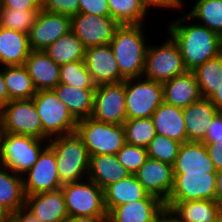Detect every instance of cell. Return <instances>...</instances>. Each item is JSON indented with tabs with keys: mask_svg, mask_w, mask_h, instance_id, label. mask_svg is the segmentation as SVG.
Listing matches in <instances>:
<instances>
[{
	"mask_svg": "<svg viewBox=\"0 0 222 222\" xmlns=\"http://www.w3.org/2000/svg\"><path fill=\"white\" fill-rule=\"evenodd\" d=\"M191 21L186 14L169 22L167 31L178 45L183 63L188 71L222 53V37L206 26ZM187 24V25H186Z\"/></svg>",
	"mask_w": 222,
	"mask_h": 222,
	"instance_id": "1",
	"label": "cell"
},
{
	"mask_svg": "<svg viewBox=\"0 0 222 222\" xmlns=\"http://www.w3.org/2000/svg\"><path fill=\"white\" fill-rule=\"evenodd\" d=\"M143 25H120L109 43L125 79L142 77L148 48Z\"/></svg>",
	"mask_w": 222,
	"mask_h": 222,
	"instance_id": "2",
	"label": "cell"
},
{
	"mask_svg": "<svg viewBox=\"0 0 222 222\" xmlns=\"http://www.w3.org/2000/svg\"><path fill=\"white\" fill-rule=\"evenodd\" d=\"M48 141V146L55 153L62 185L88 178L90 155L76 132L56 136Z\"/></svg>",
	"mask_w": 222,
	"mask_h": 222,
	"instance_id": "3",
	"label": "cell"
},
{
	"mask_svg": "<svg viewBox=\"0 0 222 222\" xmlns=\"http://www.w3.org/2000/svg\"><path fill=\"white\" fill-rule=\"evenodd\" d=\"M44 142L48 141L28 135L2 132L0 166L9 168L15 174L22 176L36 163L41 152L48 146Z\"/></svg>",
	"mask_w": 222,
	"mask_h": 222,
	"instance_id": "4",
	"label": "cell"
},
{
	"mask_svg": "<svg viewBox=\"0 0 222 222\" xmlns=\"http://www.w3.org/2000/svg\"><path fill=\"white\" fill-rule=\"evenodd\" d=\"M32 99L41 119L44 140L76 131L78 121L53 90H39Z\"/></svg>",
	"mask_w": 222,
	"mask_h": 222,
	"instance_id": "5",
	"label": "cell"
},
{
	"mask_svg": "<svg viewBox=\"0 0 222 222\" xmlns=\"http://www.w3.org/2000/svg\"><path fill=\"white\" fill-rule=\"evenodd\" d=\"M75 132L90 156L116 155L126 143L124 125L99 122L91 117L79 120Z\"/></svg>",
	"mask_w": 222,
	"mask_h": 222,
	"instance_id": "6",
	"label": "cell"
},
{
	"mask_svg": "<svg viewBox=\"0 0 222 222\" xmlns=\"http://www.w3.org/2000/svg\"><path fill=\"white\" fill-rule=\"evenodd\" d=\"M141 78L125 80L126 120L152 117L164 102L162 83Z\"/></svg>",
	"mask_w": 222,
	"mask_h": 222,
	"instance_id": "7",
	"label": "cell"
},
{
	"mask_svg": "<svg viewBox=\"0 0 222 222\" xmlns=\"http://www.w3.org/2000/svg\"><path fill=\"white\" fill-rule=\"evenodd\" d=\"M186 71L179 47L170 36L160 46L148 45L142 77L163 83Z\"/></svg>",
	"mask_w": 222,
	"mask_h": 222,
	"instance_id": "8",
	"label": "cell"
},
{
	"mask_svg": "<svg viewBox=\"0 0 222 222\" xmlns=\"http://www.w3.org/2000/svg\"><path fill=\"white\" fill-rule=\"evenodd\" d=\"M68 217L107 216L103 189L90 179L62 185Z\"/></svg>",
	"mask_w": 222,
	"mask_h": 222,
	"instance_id": "9",
	"label": "cell"
},
{
	"mask_svg": "<svg viewBox=\"0 0 222 222\" xmlns=\"http://www.w3.org/2000/svg\"><path fill=\"white\" fill-rule=\"evenodd\" d=\"M0 129L4 133L43 139V127L33 99L10 100L0 110Z\"/></svg>",
	"mask_w": 222,
	"mask_h": 222,
	"instance_id": "10",
	"label": "cell"
},
{
	"mask_svg": "<svg viewBox=\"0 0 222 222\" xmlns=\"http://www.w3.org/2000/svg\"><path fill=\"white\" fill-rule=\"evenodd\" d=\"M125 97V80L96 86L91 118L108 124L123 125L126 121Z\"/></svg>",
	"mask_w": 222,
	"mask_h": 222,
	"instance_id": "11",
	"label": "cell"
},
{
	"mask_svg": "<svg viewBox=\"0 0 222 222\" xmlns=\"http://www.w3.org/2000/svg\"><path fill=\"white\" fill-rule=\"evenodd\" d=\"M120 24L110 16L77 13L71 17V31L85 48L107 45Z\"/></svg>",
	"mask_w": 222,
	"mask_h": 222,
	"instance_id": "12",
	"label": "cell"
},
{
	"mask_svg": "<svg viewBox=\"0 0 222 222\" xmlns=\"http://www.w3.org/2000/svg\"><path fill=\"white\" fill-rule=\"evenodd\" d=\"M217 173H174L172 191L166 201L217 200Z\"/></svg>",
	"mask_w": 222,
	"mask_h": 222,
	"instance_id": "13",
	"label": "cell"
},
{
	"mask_svg": "<svg viewBox=\"0 0 222 222\" xmlns=\"http://www.w3.org/2000/svg\"><path fill=\"white\" fill-rule=\"evenodd\" d=\"M25 195L61 189L54 151L47 146L36 163L22 175Z\"/></svg>",
	"mask_w": 222,
	"mask_h": 222,
	"instance_id": "14",
	"label": "cell"
},
{
	"mask_svg": "<svg viewBox=\"0 0 222 222\" xmlns=\"http://www.w3.org/2000/svg\"><path fill=\"white\" fill-rule=\"evenodd\" d=\"M71 31V17L41 9L30 29L29 44L33 51H43Z\"/></svg>",
	"mask_w": 222,
	"mask_h": 222,
	"instance_id": "15",
	"label": "cell"
},
{
	"mask_svg": "<svg viewBox=\"0 0 222 222\" xmlns=\"http://www.w3.org/2000/svg\"><path fill=\"white\" fill-rule=\"evenodd\" d=\"M84 62L96 86L126 80L109 44L86 48Z\"/></svg>",
	"mask_w": 222,
	"mask_h": 222,
	"instance_id": "16",
	"label": "cell"
},
{
	"mask_svg": "<svg viewBox=\"0 0 222 222\" xmlns=\"http://www.w3.org/2000/svg\"><path fill=\"white\" fill-rule=\"evenodd\" d=\"M143 188L165 202L173 188V166L148 157L146 162L135 173Z\"/></svg>",
	"mask_w": 222,
	"mask_h": 222,
	"instance_id": "17",
	"label": "cell"
},
{
	"mask_svg": "<svg viewBox=\"0 0 222 222\" xmlns=\"http://www.w3.org/2000/svg\"><path fill=\"white\" fill-rule=\"evenodd\" d=\"M25 208L41 222H66L69 218L61 189L25 195Z\"/></svg>",
	"mask_w": 222,
	"mask_h": 222,
	"instance_id": "18",
	"label": "cell"
},
{
	"mask_svg": "<svg viewBox=\"0 0 222 222\" xmlns=\"http://www.w3.org/2000/svg\"><path fill=\"white\" fill-rule=\"evenodd\" d=\"M165 206L157 196L149 194L145 199L119 205L107 213V222H154Z\"/></svg>",
	"mask_w": 222,
	"mask_h": 222,
	"instance_id": "19",
	"label": "cell"
},
{
	"mask_svg": "<svg viewBox=\"0 0 222 222\" xmlns=\"http://www.w3.org/2000/svg\"><path fill=\"white\" fill-rule=\"evenodd\" d=\"M217 173L203 142L187 141L180 146L173 173Z\"/></svg>",
	"mask_w": 222,
	"mask_h": 222,
	"instance_id": "20",
	"label": "cell"
},
{
	"mask_svg": "<svg viewBox=\"0 0 222 222\" xmlns=\"http://www.w3.org/2000/svg\"><path fill=\"white\" fill-rule=\"evenodd\" d=\"M164 102L175 107L185 108L199 101L202 96L193 71H186L162 83Z\"/></svg>",
	"mask_w": 222,
	"mask_h": 222,
	"instance_id": "21",
	"label": "cell"
},
{
	"mask_svg": "<svg viewBox=\"0 0 222 222\" xmlns=\"http://www.w3.org/2000/svg\"><path fill=\"white\" fill-rule=\"evenodd\" d=\"M188 141L202 142L206 136L207 128L219 110L209 99L201 98L199 101L182 109Z\"/></svg>",
	"mask_w": 222,
	"mask_h": 222,
	"instance_id": "22",
	"label": "cell"
},
{
	"mask_svg": "<svg viewBox=\"0 0 222 222\" xmlns=\"http://www.w3.org/2000/svg\"><path fill=\"white\" fill-rule=\"evenodd\" d=\"M164 204L183 222H216L222 217V204L217 200L165 201Z\"/></svg>",
	"mask_w": 222,
	"mask_h": 222,
	"instance_id": "23",
	"label": "cell"
},
{
	"mask_svg": "<svg viewBox=\"0 0 222 222\" xmlns=\"http://www.w3.org/2000/svg\"><path fill=\"white\" fill-rule=\"evenodd\" d=\"M37 91L53 90L60 80V66L43 51H31L25 61Z\"/></svg>",
	"mask_w": 222,
	"mask_h": 222,
	"instance_id": "24",
	"label": "cell"
},
{
	"mask_svg": "<svg viewBox=\"0 0 222 222\" xmlns=\"http://www.w3.org/2000/svg\"><path fill=\"white\" fill-rule=\"evenodd\" d=\"M29 35L0 26V65L21 66L31 52Z\"/></svg>",
	"mask_w": 222,
	"mask_h": 222,
	"instance_id": "25",
	"label": "cell"
},
{
	"mask_svg": "<svg viewBox=\"0 0 222 222\" xmlns=\"http://www.w3.org/2000/svg\"><path fill=\"white\" fill-rule=\"evenodd\" d=\"M151 118L158 135L180 143L188 141L182 108L163 102Z\"/></svg>",
	"mask_w": 222,
	"mask_h": 222,
	"instance_id": "26",
	"label": "cell"
},
{
	"mask_svg": "<svg viewBox=\"0 0 222 222\" xmlns=\"http://www.w3.org/2000/svg\"><path fill=\"white\" fill-rule=\"evenodd\" d=\"M129 175L131 173L119 162L117 155L90 156L88 179L95 182L102 189Z\"/></svg>",
	"mask_w": 222,
	"mask_h": 222,
	"instance_id": "27",
	"label": "cell"
},
{
	"mask_svg": "<svg viewBox=\"0 0 222 222\" xmlns=\"http://www.w3.org/2000/svg\"><path fill=\"white\" fill-rule=\"evenodd\" d=\"M104 205L106 212L132 201L145 199L149 193L137 180L135 174H131L103 189Z\"/></svg>",
	"mask_w": 222,
	"mask_h": 222,
	"instance_id": "28",
	"label": "cell"
},
{
	"mask_svg": "<svg viewBox=\"0 0 222 222\" xmlns=\"http://www.w3.org/2000/svg\"><path fill=\"white\" fill-rule=\"evenodd\" d=\"M53 91L77 121L91 117L95 89L73 88L59 83Z\"/></svg>",
	"mask_w": 222,
	"mask_h": 222,
	"instance_id": "29",
	"label": "cell"
},
{
	"mask_svg": "<svg viewBox=\"0 0 222 222\" xmlns=\"http://www.w3.org/2000/svg\"><path fill=\"white\" fill-rule=\"evenodd\" d=\"M0 204L11 213L25 207L22 176L3 166H0Z\"/></svg>",
	"mask_w": 222,
	"mask_h": 222,
	"instance_id": "30",
	"label": "cell"
},
{
	"mask_svg": "<svg viewBox=\"0 0 222 222\" xmlns=\"http://www.w3.org/2000/svg\"><path fill=\"white\" fill-rule=\"evenodd\" d=\"M85 51L86 48L83 43L72 31L61 36L58 40L43 50V52H45L52 61L59 66L66 63L83 61Z\"/></svg>",
	"mask_w": 222,
	"mask_h": 222,
	"instance_id": "31",
	"label": "cell"
},
{
	"mask_svg": "<svg viewBox=\"0 0 222 222\" xmlns=\"http://www.w3.org/2000/svg\"><path fill=\"white\" fill-rule=\"evenodd\" d=\"M3 74L8 91V102L10 100L32 99L37 93L24 65L4 66Z\"/></svg>",
	"mask_w": 222,
	"mask_h": 222,
	"instance_id": "32",
	"label": "cell"
},
{
	"mask_svg": "<svg viewBox=\"0 0 222 222\" xmlns=\"http://www.w3.org/2000/svg\"><path fill=\"white\" fill-rule=\"evenodd\" d=\"M193 73L202 98L209 99L222 84V53L197 66Z\"/></svg>",
	"mask_w": 222,
	"mask_h": 222,
	"instance_id": "33",
	"label": "cell"
},
{
	"mask_svg": "<svg viewBox=\"0 0 222 222\" xmlns=\"http://www.w3.org/2000/svg\"><path fill=\"white\" fill-rule=\"evenodd\" d=\"M186 15L222 37V0H196Z\"/></svg>",
	"mask_w": 222,
	"mask_h": 222,
	"instance_id": "34",
	"label": "cell"
},
{
	"mask_svg": "<svg viewBox=\"0 0 222 222\" xmlns=\"http://www.w3.org/2000/svg\"><path fill=\"white\" fill-rule=\"evenodd\" d=\"M110 17L120 25H140L144 24L148 12L143 8L138 0H107Z\"/></svg>",
	"mask_w": 222,
	"mask_h": 222,
	"instance_id": "35",
	"label": "cell"
},
{
	"mask_svg": "<svg viewBox=\"0 0 222 222\" xmlns=\"http://www.w3.org/2000/svg\"><path fill=\"white\" fill-rule=\"evenodd\" d=\"M126 143L147 148L156 136V129L151 117L127 119L124 122Z\"/></svg>",
	"mask_w": 222,
	"mask_h": 222,
	"instance_id": "36",
	"label": "cell"
},
{
	"mask_svg": "<svg viewBox=\"0 0 222 222\" xmlns=\"http://www.w3.org/2000/svg\"><path fill=\"white\" fill-rule=\"evenodd\" d=\"M59 83L73 88L95 89L96 85L87 69L84 60L66 63L60 66Z\"/></svg>",
	"mask_w": 222,
	"mask_h": 222,
	"instance_id": "37",
	"label": "cell"
},
{
	"mask_svg": "<svg viewBox=\"0 0 222 222\" xmlns=\"http://www.w3.org/2000/svg\"><path fill=\"white\" fill-rule=\"evenodd\" d=\"M40 10L2 8L0 26L29 34Z\"/></svg>",
	"mask_w": 222,
	"mask_h": 222,
	"instance_id": "38",
	"label": "cell"
},
{
	"mask_svg": "<svg viewBox=\"0 0 222 222\" xmlns=\"http://www.w3.org/2000/svg\"><path fill=\"white\" fill-rule=\"evenodd\" d=\"M181 144L176 140L156 134L146 148L148 157L173 166Z\"/></svg>",
	"mask_w": 222,
	"mask_h": 222,
	"instance_id": "39",
	"label": "cell"
},
{
	"mask_svg": "<svg viewBox=\"0 0 222 222\" xmlns=\"http://www.w3.org/2000/svg\"><path fill=\"white\" fill-rule=\"evenodd\" d=\"M119 162L131 173L135 174L148 158L147 149L129 143L117 152Z\"/></svg>",
	"mask_w": 222,
	"mask_h": 222,
	"instance_id": "40",
	"label": "cell"
},
{
	"mask_svg": "<svg viewBox=\"0 0 222 222\" xmlns=\"http://www.w3.org/2000/svg\"><path fill=\"white\" fill-rule=\"evenodd\" d=\"M42 9L72 17L79 13V0H43Z\"/></svg>",
	"mask_w": 222,
	"mask_h": 222,
	"instance_id": "41",
	"label": "cell"
},
{
	"mask_svg": "<svg viewBox=\"0 0 222 222\" xmlns=\"http://www.w3.org/2000/svg\"><path fill=\"white\" fill-rule=\"evenodd\" d=\"M79 12L94 16H110L107 0H79Z\"/></svg>",
	"mask_w": 222,
	"mask_h": 222,
	"instance_id": "42",
	"label": "cell"
},
{
	"mask_svg": "<svg viewBox=\"0 0 222 222\" xmlns=\"http://www.w3.org/2000/svg\"><path fill=\"white\" fill-rule=\"evenodd\" d=\"M222 140V111H219L210 126L207 128V133L202 141L203 143H215Z\"/></svg>",
	"mask_w": 222,
	"mask_h": 222,
	"instance_id": "43",
	"label": "cell"
},
{
	"mask_svg": "<svg viewBox=\"0 0 222 222\" xmlns=\"http://www.w3.org/2000/svg\"><path fill=\"white\" fill-rule=\"evenodd\" d=\"M3 8L42 9L43 0H2Z\"/></svg>",
	"mask_w": 222,
	"mask_h": 222,
	"instance_id": "44",
	"label": "cell"
},
{
	"mask_svg": "<svg viewBox=\"0 0 222 222\" xmlns=\"http://www.w3.org/2000/svg\"><path fill=\"white\" fill-rule=\"evenodd\" d=\"M204 144L216 170H222V140L215 143Z\"/></svg>",
	"mask_w": 222,
	"mask_h": 222,
	"instance_id": "45",
	"label": "cell"
},
{
	"mask_svg": "<svg viewBox=\"0 0 222 222\" xmlns=\"http://www.w3.org/2000/svg\"><path fill=\"white\" fill-rule=\"evenodd\" d=\"M12 222H41L25 207L20 208L18 211L12 213Z\"/></svg>",
	"mask_w": 222,
	"mask_h": 222,
	"instance_id": "46",
	"label": "cell"
},
{
	"mask_svg": "<svg viewBox=\"0 0 222 222\" xmlns=\"http://www.w3.org/2000/svg\"><path fill=\"white\" fill-rule=\"evenodd\" d=\"M143 8L149 13L150 7H159L160 9H175L177 10L169 0H138Z\"/></svg>",
	"mask_w": 222,
	"mask_h": 222,
	"instance_id": "47",
	"label": "cell"
},
{
	"mask_svg": "<svg viewBox=\"0 0 222 222\" xmlns=\"http://www.w3.org/2000/svg\"><path fill=\"white\" fill-rule=\"evenodd\" d=\"M154 222H179V217L166 206L156 215Z\"/></svg>",
	"mask_w": 222,
	"mask_h": 222,
	"instance_id": "48",
	"label": "cell"
},
{
	"mask_svg": "<svg viewBox=\"0 0 222 222\" xmlns=\"http://www.w3.org/2000/svg\"><path fill=\"white\" fill-rule=\"evenodd\" d=\"M0 67H2L0 65ZM8 103V91L6 88L3 68L0 69V110Z\"/></svg>",
	"mask_w": 222,
	"mask_h": 222,
	"instance_id": "49",
	"label": "cell"
},
{
	"mask_svg": "<svg viewBox=\"0 0 222 222\" xmlns=\"http://www.w3.org/2000/svg\"><path fill=\"white\" fill-rule=\"evenodd\" d=\"M66 222H107V216H76L69 217Z\"/></svg>",
	"mask_w": 222,
	"mask_h": 222,
	"instance_id": "50",
	"label": "cell"
},
{
	"mask_svg": "<svg viewBox=\"0 0 222 222\" xmlns=\"http://www.w3.org/2000/svg\"><path fill=\"white\" fill-rule=\"evenodd\" d=\"M209 100L212 102V104L219 110L222 111V84L218 88V91L213 94Z\"/></svg>",
	"mask_w": 222,
	"mask_h": 222,
	"instance_id": "51",
	"label": "cell"
},
{
	"mask_svg": "<svg viewBox=\"0 0 222 222\" xmlns=\"http://www.w3.org/2000/svg\"><path fill=\"white\" fill-rule=\"evenodd\" d=\"M216 195L217 201L222 204V170L217 171Z\"/></svg>",
	"mask_w": 222,
	"mask_h": 222,
	"instance_id": "52",
	"label": "cell"
},
{
	"mask_svg": "<svg viewBox=\"0 0 222 222\" xmlns=\"http://www.w3.org/2000/svg\"><path fill=\"white\" fill-rule=\"evenodd\" d=\"M12 213L0 204V222H10Z\"/></svg>",
	"mask_w": 222,
	"mask_h": 222,
	"instance_id": "53",
	"label": "cell"
},
{
	"mask_svg": "<svg viewBox=\"0 0 222 222\" xmlns=\"http://www.w3.org/2000/svg\"><path fill=\"white\" fill-rule=\"evenodd\" d=\"M169 2L177 9L180 10L183 8L182 6L184 5L185 2L183 0H169Z\"/></svg>",
	"mask_w": 222,
	"mask_h": 222,
	"instance_id": "54",
	"label": "cell"
},
{
	"mask_svg": "<svg viewBox=\"0 0 222 222\" xmlns=\"http://www.w3.org/2000/svg\"><path fill=\"white\" fill-rule=\"evenodd\" d=\"M2 8H3V6H2V0H0V15H1V12H2Z\"/></svg>",
	"mask_w": 222,
	"mask_h": 222,
	"instance_id": "55",
	"label": "cell"
},
{
	"mask_svg": "<svg viewBox=\"0 0 222 222\" xmlns=\"http://www.w3.org/2000/svg\"><path fill=\"white\" fill-rule=\"evenodd\" d=\"M216 222H222V217L220 219H218Z\"/></svg>",
	"mask_w": 222,
	"mask_h": 222,
	"instance_id": "56",
	"label": "cell"
}]
</instances>
